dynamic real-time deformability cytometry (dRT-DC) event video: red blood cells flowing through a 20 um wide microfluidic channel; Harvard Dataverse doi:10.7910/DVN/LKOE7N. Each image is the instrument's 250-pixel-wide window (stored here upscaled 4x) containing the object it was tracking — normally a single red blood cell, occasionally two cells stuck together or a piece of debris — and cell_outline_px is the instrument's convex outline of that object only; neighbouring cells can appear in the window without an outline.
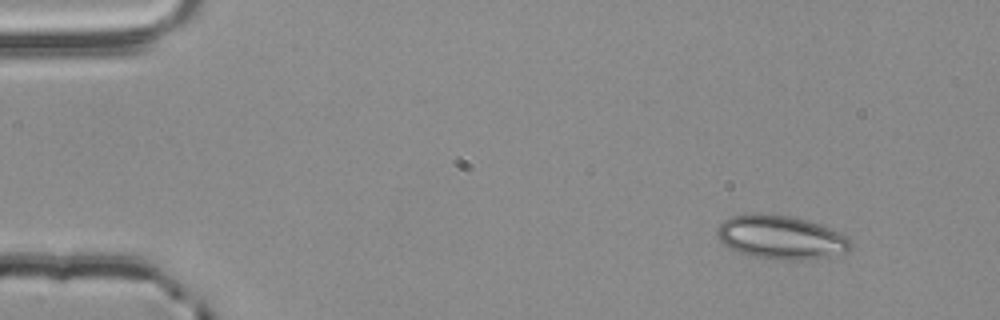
{"species": "common noctule bat (a hibernating species)", "species_latin": "Nyctalus noctula", "temperature_condition": "room temperature", "stored_images_in_passage": 3, "camera_frame_rate_fps": 3000, "um_per_image_px": 0.085, "animal": {"sex": "male", "body_mass_g": 20.4}, "frame": {"image": 1, "passage_image": 1, "time_ms": 0.0, "image_size_px": [1000, 320], "cell_outline_px": [[852, 248], [844, 252], [828, 256], [792, 260], [776, 260], [756, 256], [740, 252], [728, 248], [720, 240], [716, 232], [716, 228], [724, 220], [732, 216], [760, 212], [788, 216], [804, 220], [828, 228], [848, 236], [852, 240]], "centroid_in_image_um": [66.35, 20.16], "position_along_channel_um": 18.7, "area_um2": 33.64}}